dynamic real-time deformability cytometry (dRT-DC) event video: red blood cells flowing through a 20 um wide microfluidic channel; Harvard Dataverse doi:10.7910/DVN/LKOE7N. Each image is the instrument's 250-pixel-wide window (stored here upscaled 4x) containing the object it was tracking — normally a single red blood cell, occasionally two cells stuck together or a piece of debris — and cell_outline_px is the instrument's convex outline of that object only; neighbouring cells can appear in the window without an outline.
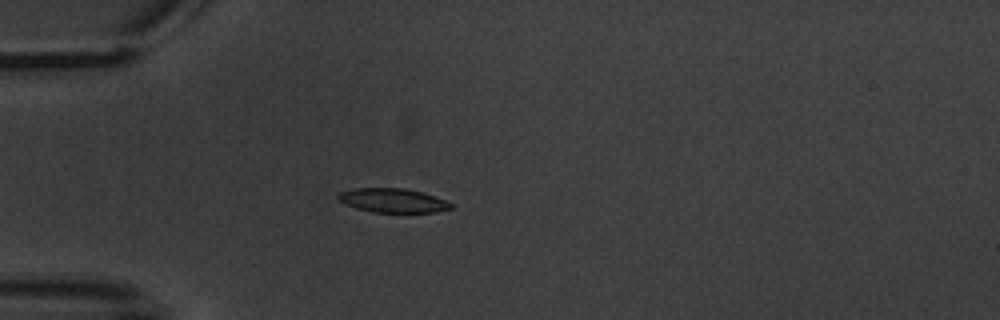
{"species": "common noctule bat (a hibernating species)", "species_latin": "Nyctalus noctula", "temperature_condition": "warm", "stored_images_in_passage": 6, "camera_frame_rate_fps": 3000, "um_per_image_px": 0.085, "animal": {"sex": "male", "body_mass_g": 20.1, "forearm_length_mm": 53.5}, "frame": {"image": 1, "passage_image": 2, "time_ms": 1.333, "image_size_px": [1000, 320], "cell_outline_px": [[452, 208], [436, 212], [372, 212], [356, 208], [344, 204], [336, 196], [340, 192], [352, 188], [404, 188], [420, 192], [444, 200], [452, 204]], "centroid_in_image_um": [33.33, 17.04], "position_along_channel_um": 51.7, "area_um2": 15.66}}
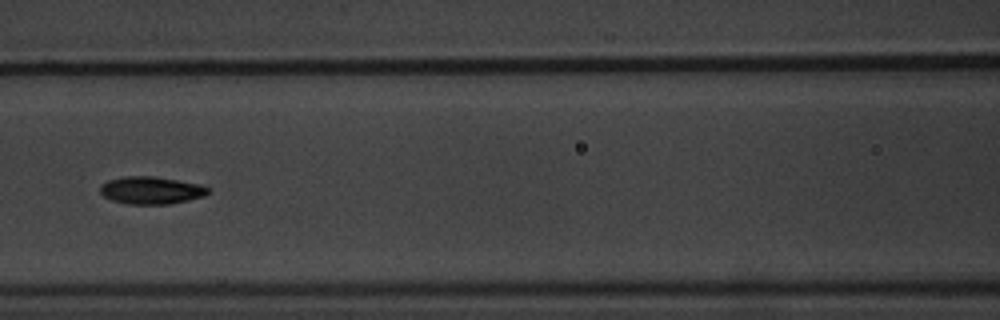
{"frame": {"image": 2, "passage_image": 5, "time_ms": 4.667, "image_size_px": [1000, 320], "cell_outline_px": [[212, 192], [204, 196], [188, 200], [168, 204], [128, 204], [112, 200], [104, 196], [100, 192], [100, 184], [108, 180], [124, 176], [152, 176], [200, 184], [208, 188]], "centroid_in_image_um": [12.84, 16.17], "position_along_channel_um": 153.8, "area_um2": 17.28}}
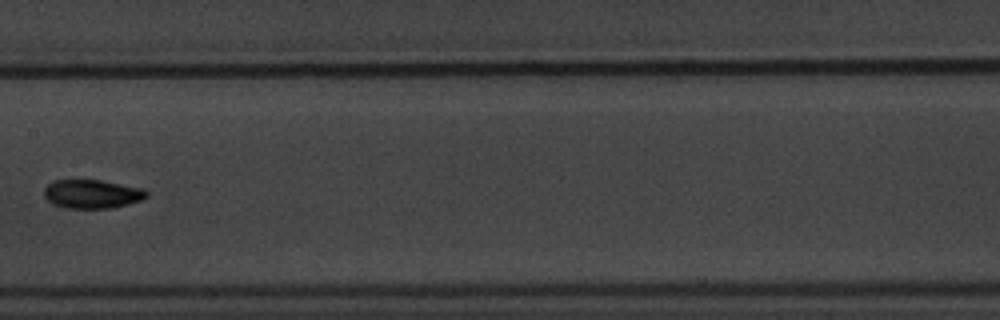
{"frame": {"image": 3, "passage_image": 6, "time_ms": 6.0, "image_size_px": [1000, 320], "cell_outline_px": [[148, 196], [140, 200], [128, 204], [112, 208], [64, 208], [52, 204], [44, 196], [44, 188], [52, 180], [100, 180], [144, 188], [148, 192]], "centroid_in_image_um": [7.81, 16.49], "position_along_channel_um": 199.6, "area_um2": 17.28}}